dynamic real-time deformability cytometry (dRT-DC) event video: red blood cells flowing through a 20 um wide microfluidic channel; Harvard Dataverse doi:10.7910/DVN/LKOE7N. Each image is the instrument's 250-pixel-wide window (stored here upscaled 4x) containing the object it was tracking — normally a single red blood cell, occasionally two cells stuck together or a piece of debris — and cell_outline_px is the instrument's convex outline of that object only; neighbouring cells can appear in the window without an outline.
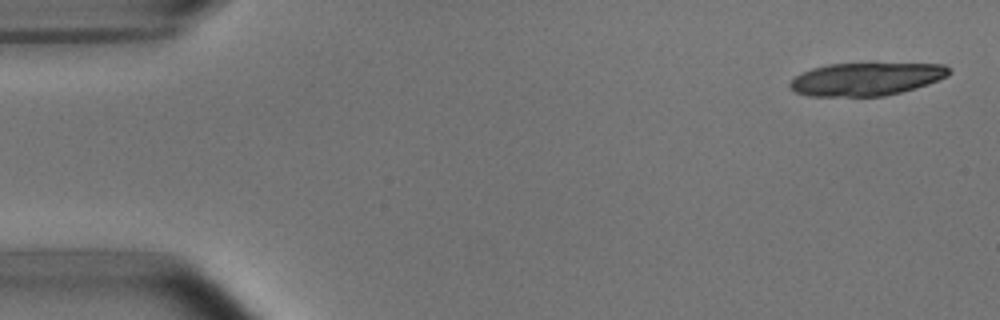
{"species": "common noctule bat (a hibernating species)", "species_latin": "Nyctalus noctula", "temperature_condition": "room temperature", "stored_images_in_passage": 4, "camera_frame_rate_fps": 3000, "um_per_image_px": 0.085, "animal": {"sex": "male", "body_mass_g": 15.6}, "frame": {"image": 1, "passage_image": 1, "time_ms": 0.0, "image_size_px": [1000, 320], "cell_outline_px": [[952, 72], [948, 76], [928, 84], [916, 88], [884, 96], [808, 96], [796, 92], [788, 88], [788, 84], [796, 76], [812, 68], [828, 64], [872, 60], [944, 64], [952, 68]], "centroid_in_image_um": [73.71, 6.65], "position_along_channel_um": 11.3, "area_um2": 32.14}}